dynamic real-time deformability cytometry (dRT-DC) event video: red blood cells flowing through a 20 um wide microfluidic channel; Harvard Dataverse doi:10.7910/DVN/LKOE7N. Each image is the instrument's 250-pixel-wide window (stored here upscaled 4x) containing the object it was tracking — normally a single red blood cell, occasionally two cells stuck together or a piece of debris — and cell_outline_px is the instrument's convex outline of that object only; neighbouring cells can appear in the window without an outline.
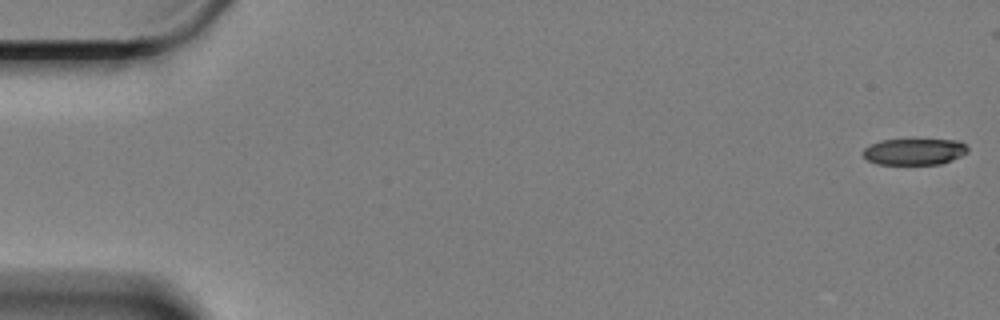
{"species": "Egyptian fruit bat (a non-hibernating species)", "species_latin": "Rousettus aegyptiacus", "temperature_condition": "cold", "stored_images_in_passage": 61, "camera_frame_rate_fps": 3000, "um_per_image_px": 0.085, "animal": {"sex": "female"}, "frame": {"image": 1, "passage_image": 1, "time_ms": 0.0, "image_size_px": [1000, 320], "cell_outline_px": [[968, 152], [952, 160], [940, 164], [876, 164], [868, 160], [860, 152], [864, 148], [880, 140], [960, 140], [968, 148]], "centroid_in_image_um": [77.7, 12.89], "position_along_channel_um": 7.3, "area_um2": 16.07}}
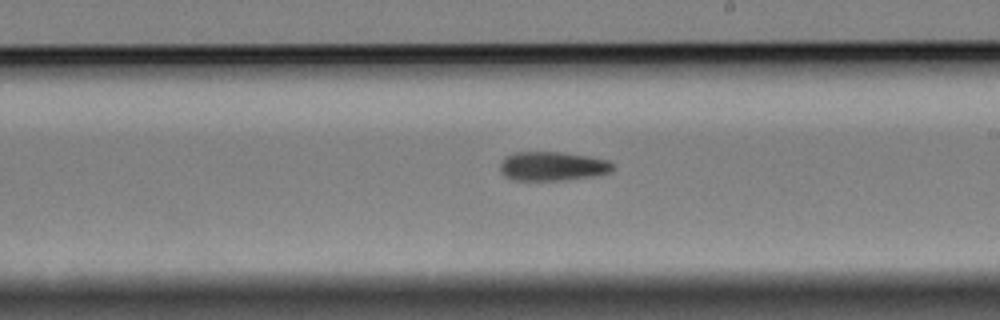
{"frame": {"image": 2, "passage_image": 35, "time_ms": 11.333, "image_size_px": [1000, 320], "cell_outline_px": [[612, 172], [600, 176], [560, 180], [512, 180], [504, 176], [500, 168], [500, 164], [504, 156], [516, 152], [564, 152], [588, 156], [608, 160], [612, 164]], "centroid_in_image_um": [46.97, 14.13], "position_along_channel_um": 242.0, "area_um2": 19.31}}
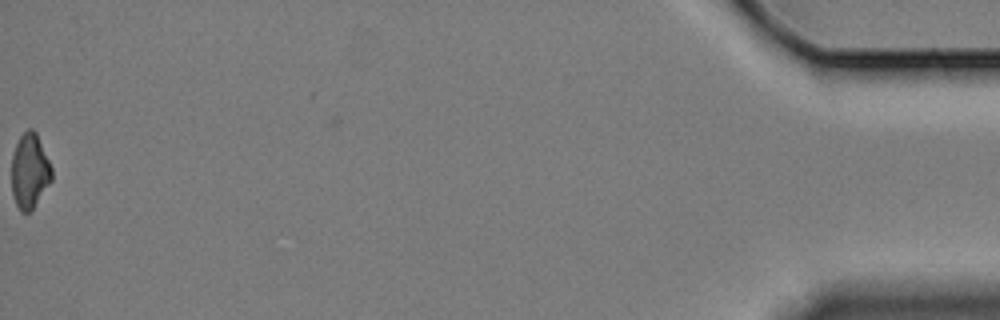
{"frame": {"image": 3, "passage_image": 61, "time_ms": 20.0, "image_size_px": [1000, 320], "cell_outline_px": [[52, 180], [32, 208], [28, 212], [20, 212], [12, 196], [12, 156], [16, 144], [20, 136], [28, 128], [32, 128], [36, 132], [52, 168]], "centroid_in_image_um": [2.51, 14.53], "position_along_channel_um": 432.7, "area_um2": 17.34}, "authors_computed_cell_mechanics": {"area_um2": 18.8428, "velocity_mm_per_s": 3.3137, "shape_relaxation_time_tau1_ms": 7.0162, "shape_relaxation_time_tau2_ms": null, "deformation_change_tau1": 0.1548, "deformation_change_tau2": null}}